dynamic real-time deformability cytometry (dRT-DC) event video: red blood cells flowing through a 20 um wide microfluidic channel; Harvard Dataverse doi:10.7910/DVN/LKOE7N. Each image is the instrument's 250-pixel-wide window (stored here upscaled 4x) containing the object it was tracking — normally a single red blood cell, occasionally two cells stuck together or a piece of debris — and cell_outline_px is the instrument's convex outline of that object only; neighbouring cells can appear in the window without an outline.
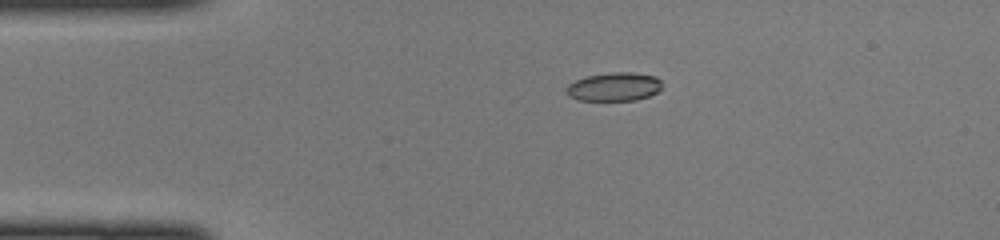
{"species": "common noctule bat (a hibernating species)", "species_latin": "Nyctalus noctula", "temperature_condition": "cold", "stored_images_in_passage": 38, "camera_frame_rate_fps": 3000, "um_per_image_px": 0.085, "animal": {"sex": "female", "body_mass_g": 22.0, "forearm_length_mm": 56.7}, "frame": {"image": 1, "passage_image": 1, "time_ms": 0.0, "image_size_px": [1000, 240], "cell_outline_px": [[660, 88], [656, 92], [648, 96], [636, 100], [576, 100], [568, 96], [564, 92], [564, 88], [568, 84], [576, 80], [588, 76], [608, 72], [632, 72], [656, 76], [660, 80]], "centroid_in_image_um": [52.14, 7.37], "position_along_channel_um": 32.9, "area_um2": 16.01}}
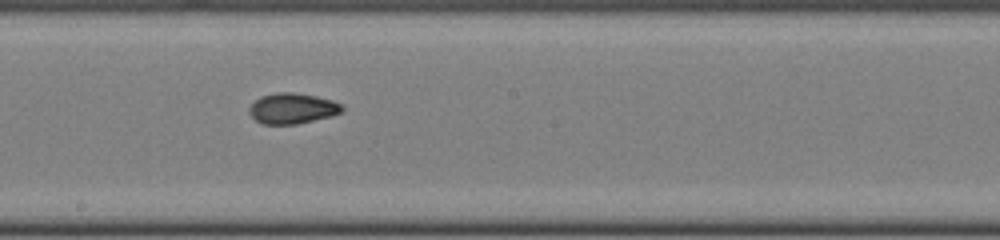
{"frame": {"image": 2, "passage_image": 17, "time_ms": 5.333, "image_size_px": [1000, 240], "cell_outline_px": [[344, 112], [332, 116], [296, 124], [264, 124], [256, 120], [248, 112], [248, 108], [260, 96], [276, 92], [292, 92], [316, 96], [332, 100], [340, 104], [344, 108]], "centroid_in_image_um": [24.86, 9.21], "position_along_channel_um": 223.3, "area_um2": 16.59}}
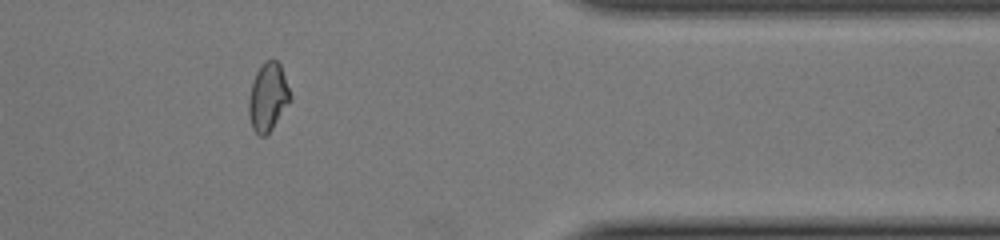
{"frame": {"image": 3, "passage_image": 30, "time_ms": 9.667, "image_size_px": [1000, 240], "cell_outline_px": [[292, 100], [272, 128], [264, 136], [260, 136], [252, 128], [248, 112], [248, 96], [252, 80], [256, 72], [268, 60], [276, 60], [280, 64], [292, 96]], "centroid_in_image_um": [22.78, 8.26], "position_along_channel_um": 388.6, "area_um2": 16.47}}